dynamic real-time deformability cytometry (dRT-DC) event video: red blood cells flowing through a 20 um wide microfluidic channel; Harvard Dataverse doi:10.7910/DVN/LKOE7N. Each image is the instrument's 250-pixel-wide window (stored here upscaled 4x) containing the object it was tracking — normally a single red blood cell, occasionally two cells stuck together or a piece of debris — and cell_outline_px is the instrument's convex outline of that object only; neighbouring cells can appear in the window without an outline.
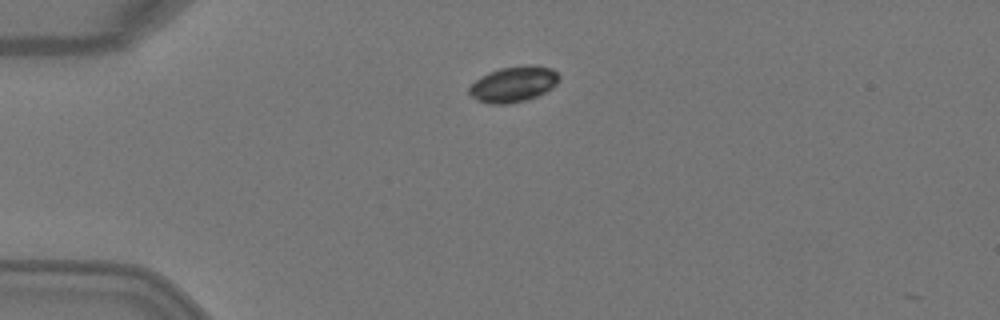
{"species": "Egyptian fruit bat (a non-hibernating species)", "species_latin": "Rousettus aegyptiacus", "temperature_condition": "warm", "stored_images_in_passage": 6, "camera_frame_rate_fps": 3000, "um_per_image_px": 0.085, "animal": {"sex": "female"}, "frame": {"image": 1, "passage_image": 6, "time_ms": 1.667, "image_size_px": [1000, 320], "cell_outline_px": [[560, 80], [552, 88], [536, 96], [524, 100], [508, 104], [488, 104], [476, 100], [468, 92], [468, 88], [480, 76], [488, 72], [500, 68], [524, 64], [532, 64], [552, 68], [560, 76]], "centroid_in_image_um": [43.64, 7.14], "position_along_channel_um": 41.4, "area_um2": 18.9}}